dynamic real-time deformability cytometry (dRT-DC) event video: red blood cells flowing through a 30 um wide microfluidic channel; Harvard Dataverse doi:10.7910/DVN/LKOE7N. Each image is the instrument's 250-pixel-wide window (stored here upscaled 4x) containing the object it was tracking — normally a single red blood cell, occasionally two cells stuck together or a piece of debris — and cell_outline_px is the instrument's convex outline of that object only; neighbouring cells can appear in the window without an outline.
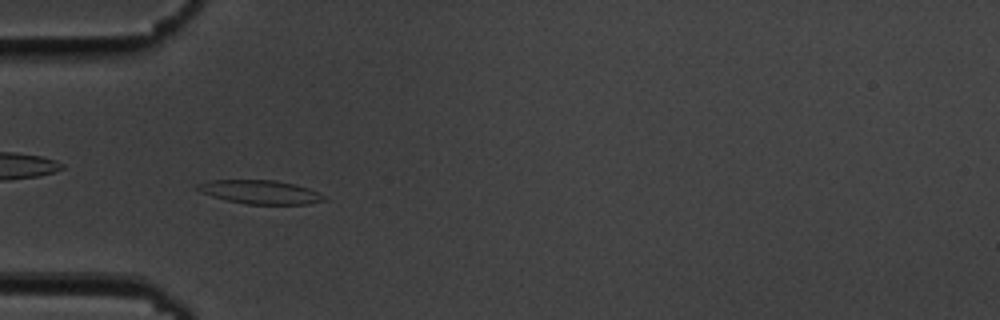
{"species": "common noctule bat (a hibernating species)", "species_latin": "Nyctalus noctula", "temperature_condition": "cold", "stored_images_in_passage": 55, "camera_frame_rate_fps": 3000, "um_per_image_px": 0.085, "animal": {"sex": "male", "body_mass_g": 19.5, "forearm_length_mm": 54.6}, "frame": {"image": 1, "passage_image": 17, "time_ms": 5.333, "image_size_px": [1000, 320], "cell_outline_px": [[328, 200], [308, 204], [248, 204], [228, 200], [212, 196], [200, 192], [192, 188], [196, 184], [212, 180], [276, 180], [308, 188], [324, 196]], "centroid_in_image_um": [22.07, 16.32], "position_along_channel_um": 62.9, "area_um2": 17.4}}
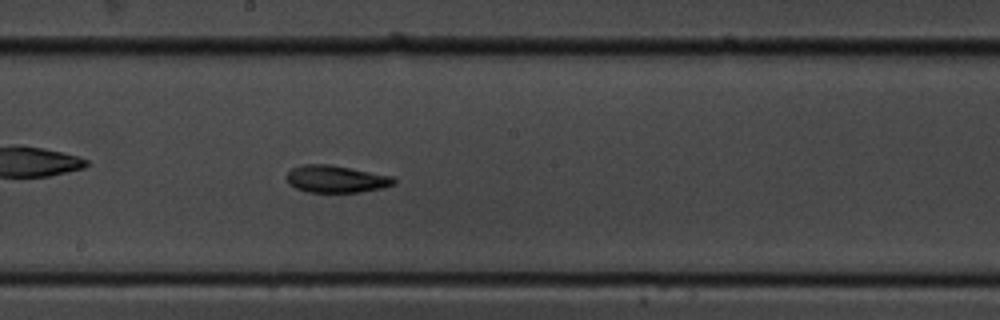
{"frame": {"image": 2, "passage_image": 30, "time_ms": 9.667, "image_size_px": [1000, 320], "cell_outline_px": [[396, 184], [384, 188], [360, 192], [308, 192], [296, 188], [288, 184], [288, 172], [292, 168], [304, 164], [328, 164], [352, 168], [392, 176], [396, 180]], "centroid_in_image_um": [28.6, 15.22], "position_along_channel_um": 219.6, "area_um2": 17.05}}
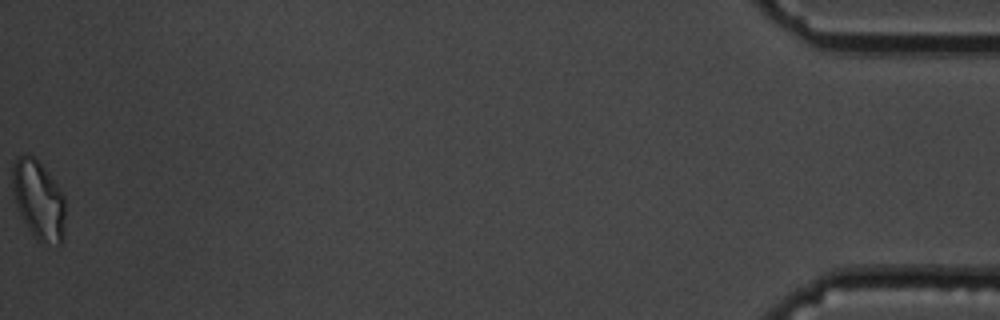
{"frame": {"image": 3, "passage_image": 55, "time_ms": 18.0, "image_size_px": [1000, 320], "cell_outline_px": [[64, 236], [60, 244], [36, 240], [24, 224], [12, 192], [12, 164], [16, 156], [32, 156], [44, 168], [60, 188], [64, 196]], "centroid_in_image_um": [3.26, 17.0], "position_along_channel_um": 431.9, "area_um2": 24.22}, "authors_computed_cell_mechanics": {"area_um2": 17.6868, "velocity_mm_per_s": 3.6707, "shape_relaxation_time_tau1_ms": 8.3286, "shape_relaxation_time_tau2_ms": 8.0471, "deformation_change_tau1": 0.1957, "deformation_change_tau2": 0.1538}}